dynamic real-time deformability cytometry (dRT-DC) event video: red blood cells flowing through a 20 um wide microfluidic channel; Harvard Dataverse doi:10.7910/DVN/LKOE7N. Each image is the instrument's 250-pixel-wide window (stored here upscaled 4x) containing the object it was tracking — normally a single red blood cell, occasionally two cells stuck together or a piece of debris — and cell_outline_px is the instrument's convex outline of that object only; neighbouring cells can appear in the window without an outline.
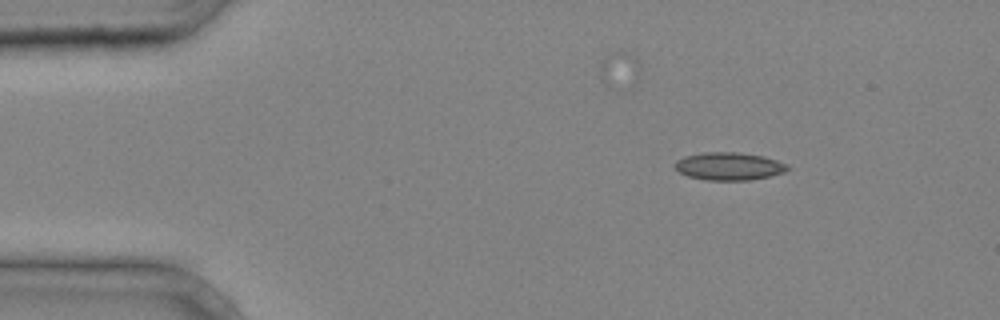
{"species": "common noctule bat (a hibernating species)", "species_latin": "Nyctalus noctula", "temperature_condition": "cold", "stored_images_in_passage": 34, "camera_frame_rate_fps": 3000, "um_per_image_px": 0.085, "animal": {"sex": "male", "body_mass_g": 20.4}, "frame": {"image": 1, "passage_image": 1, "time_ms": 0.0, "image_size_px": [1000, 320], "cell_outline_px": [[792, 168], [784, 172], [768, 176], [748, 180], [708, 180], [688, 176], [680, 172], [676, 168], [676, 160], [684, 156], [704, 152], [736, 152], [764, 156], [788, 164]], "centroid_in_image_um": [61.99, 14.12], "position_along_channel_um": 23.0, "area_um2": 18.15}}
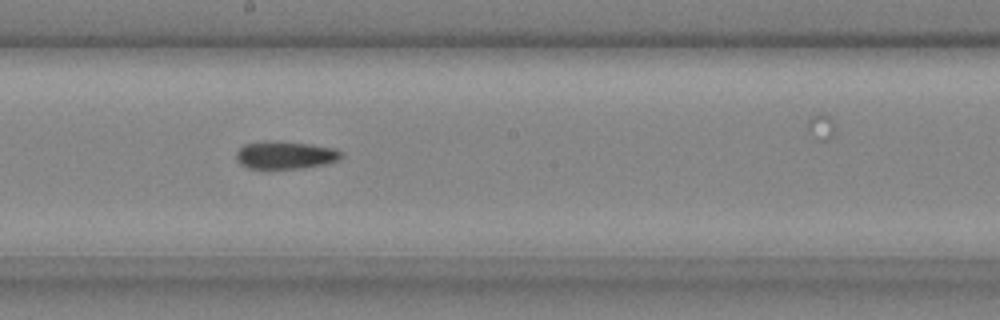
{"frame": {"image": 2, "passage_image": 18, "time_ms": 5.667, "image_size_px": [1000, 320], "cell_outline_px": [[344, 156], [340, 160], [324, 164], [304, 168], [248, 168], [240, 164], [236, 160], [236, 152], [244, 144], [276, 140], [312, 144], [336, 148], [344, 152]], "centroid_in_image_um": [24.31, 13.17], "position_along_channel_um": 223.9, "area_um2": 17.22}}
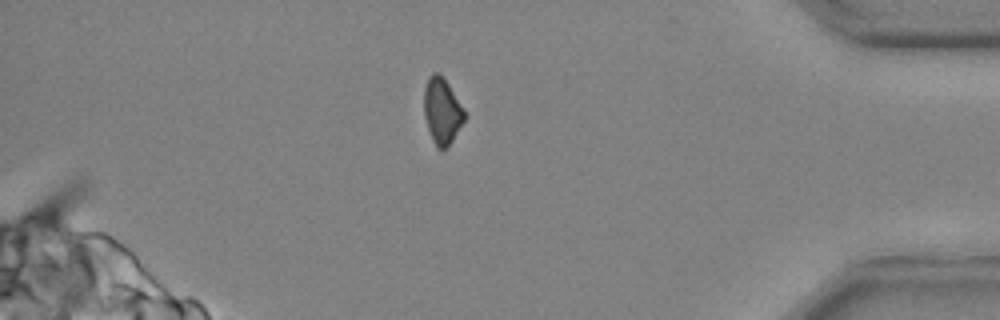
{"frame": {"image": 3, "passage_image": 31, "time_ms": 10.0, "image_size_px": [1000, 320], "cell_outline_px": [[464, 120], [452, 140], [440, 152], [436, 148], [432, 140], [424, 116], [424, 88], [428, 76], [432, 72], [440, 72], [464, 108]], "centroid_in_image_um": [37.54, 9.41], "position_along_channel_um": 397.7, "area_um2": 15.55}}